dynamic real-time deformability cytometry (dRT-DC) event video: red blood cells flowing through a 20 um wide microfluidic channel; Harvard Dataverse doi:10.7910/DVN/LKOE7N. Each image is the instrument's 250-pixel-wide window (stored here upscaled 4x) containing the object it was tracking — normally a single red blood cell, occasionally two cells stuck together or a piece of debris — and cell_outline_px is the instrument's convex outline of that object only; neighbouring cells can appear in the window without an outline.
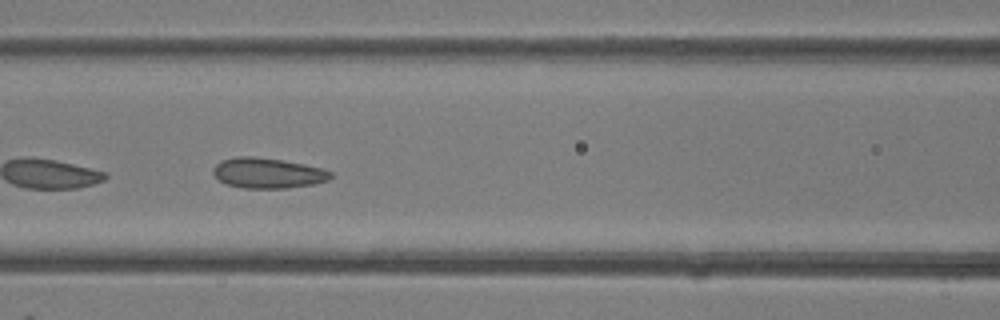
{"species": "common noctule bat (a hibernating species)", "species_latin": "Nyctalus noctula", "temperature_condition": "room temperature", "stored_images_in_passage": 24, "camera_frame_rate_fps": 3000, "um_per_image_px": 0.085, "animal": {"sex": "female"}, "frame": {"image": 1, "passage_image": 17, "time_ms": 5.333, "image_size_px": [1000, 320], "cell_outline_px": [[332, 176], [328, 180], [312, 184], [288, 188], [244, 188], [224, 184], [212, 172], [212, 168], [220, 160], [236, 156], [252, 156], [280, 160], [304, 164], [324, 168], [332, 172]], "centroid_in_image_um": [22.74, 14.7], "position_along_channel_um": 143.9, "area_um2": 20.87}}